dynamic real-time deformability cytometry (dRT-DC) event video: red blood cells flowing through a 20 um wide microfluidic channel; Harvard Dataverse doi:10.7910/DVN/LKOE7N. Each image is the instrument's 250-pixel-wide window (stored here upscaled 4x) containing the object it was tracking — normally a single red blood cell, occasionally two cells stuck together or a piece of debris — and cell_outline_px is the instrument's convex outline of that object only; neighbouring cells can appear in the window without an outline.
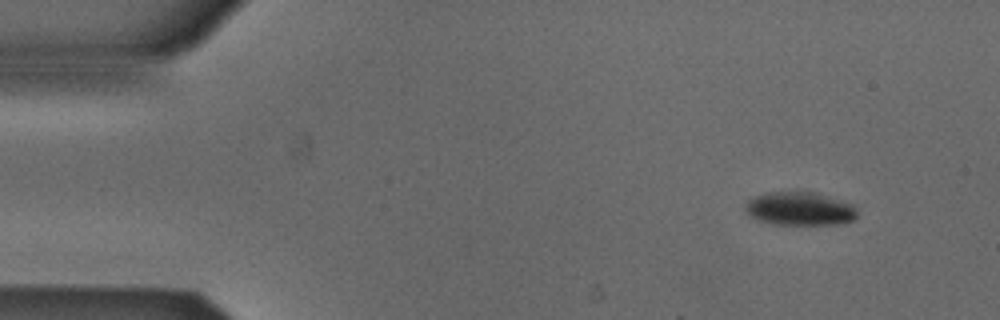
{"species": "Egyptian fruit bat (a non-hibernating species)", "species_latin": "Rousettus aegyptiacus", "temperature_condition": "cold", "stored_images_in_passage": 5, "camera_frame_rate_fps": 3000, "um_per_image_px": 0.085, "animal": {"sex": "male"}, "frame": {"image": 1, "passage_image": 1, "time_ms": 0.0, "image_size_px": [1000, 320], "cell_outline_px": [[856, 216], [852, 220], [840, 224], [776, 224], [760, 220], [752, 216], [744, 208], [748, 200], [752, 196], [764, 192], [812, 192], [852, 204], [856, 208]], "centroid_in_image_um": [67.95, 17.73], "position_along_channel_um": 17.0, "area_um2": 21.44}}
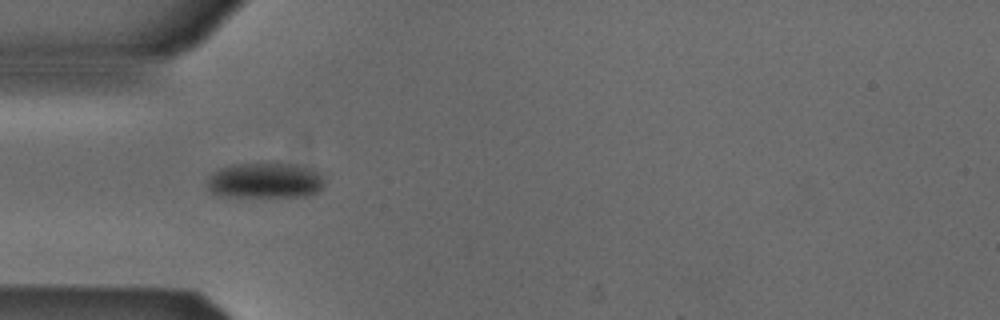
{"frame": {"image": 2, "passage_image": 4, "time_ms": 1.0, "image_size_px": [1000, 320], "cell_outline_px": [[324, 184], [316, 192], [304, 196], [216, 196], [204, 184], [208, 176], [212, 172], [220, 168], [232, 164], [276, 160], [312, 168], [324, 180]], "centroid_in_image_um": [22.46, 15.29], "position_along_channel_um": 62.5, "area_um2": 25.09}}
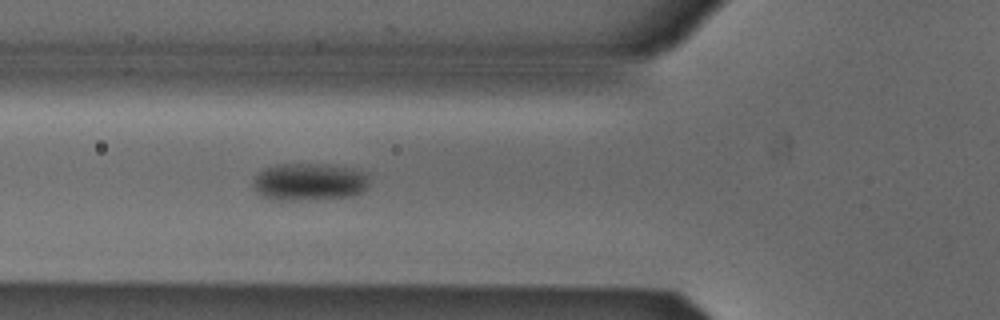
{"frame": {"image": 3, "passage_image": 5, "time_ms": 1.333, "image_size_px": [1000, 320], "cell_outline_px": [[368, 188], [352, 196], [300, 200], [272, 200], [260, 196], [256, 192], [252, 184], [252, 180], [264, 168], [276, 164], [328, 164], [352, 168], [368, 172]], "centroid_in_image_um": [26.27, 15.45], "position_along_channel_um": 99.5, "area_um2": 25.72}}